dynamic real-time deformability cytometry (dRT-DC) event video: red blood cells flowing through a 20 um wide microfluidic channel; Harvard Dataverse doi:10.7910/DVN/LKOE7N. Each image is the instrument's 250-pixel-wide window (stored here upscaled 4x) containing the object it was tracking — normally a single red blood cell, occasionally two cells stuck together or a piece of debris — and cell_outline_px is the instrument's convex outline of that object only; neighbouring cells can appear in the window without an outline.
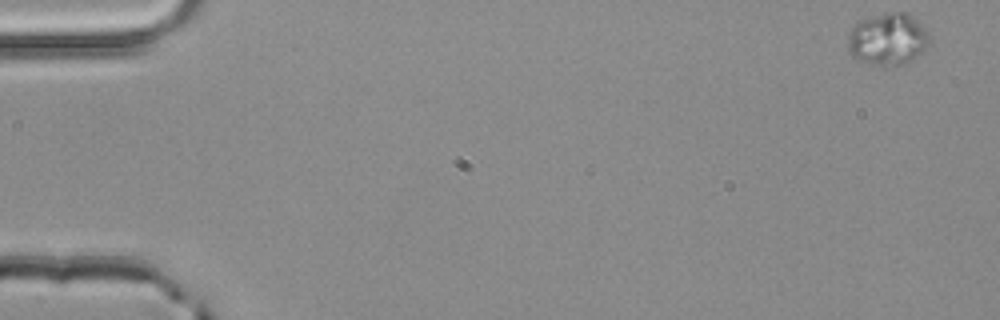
{"species": "common noctule bat (a hibernating species)", "species_latin": "Nyctalus noctula", "temperature_condition": "room temperature", "stored_images_in_passage": 52, "camera_frame_rate_fps": 3000, "um_per_image_px": 0.085, "animal": {"sex": "male", "body_mass_g": 20.4}, "frame": {"image": 1, "passage_image": 1, "time_ms": 0.0, "image_size_px": [1000, 320], "cell_outline_px": [[928, 44], [912, 60], [904, 64], [876, 64], [856, 60], [848, 52], [848, 36], [852, 28], [860, 20], [884, 12], [908, 12], [928, 32]], "centroid_in_image_um": [75.43, 3.3], "position_along_channel_um": 9.6, "area_um2": 24.39}}
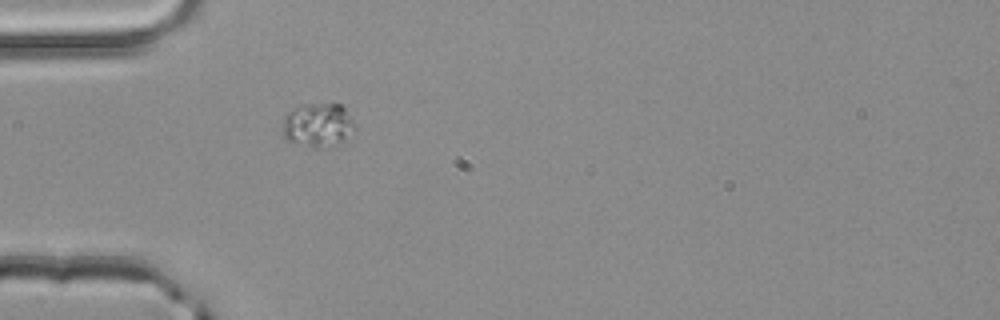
{"frame": {"image": 2, "passage_image": 16, "time_ms": 5.0, "image_size_px": [1000, 320], "cell_outline_px": [[356, 128], [340, 140], [320, 148], [316, 148], [288, 140], [284, 136], [284, 116], [292, 108], [304, 104], [340, 104], [344, 108], [356, 124]], "centroid_in_image_um": [27.0, 10.58], "position_along_channel_um": 58.0, "area_um2": 17.86}}